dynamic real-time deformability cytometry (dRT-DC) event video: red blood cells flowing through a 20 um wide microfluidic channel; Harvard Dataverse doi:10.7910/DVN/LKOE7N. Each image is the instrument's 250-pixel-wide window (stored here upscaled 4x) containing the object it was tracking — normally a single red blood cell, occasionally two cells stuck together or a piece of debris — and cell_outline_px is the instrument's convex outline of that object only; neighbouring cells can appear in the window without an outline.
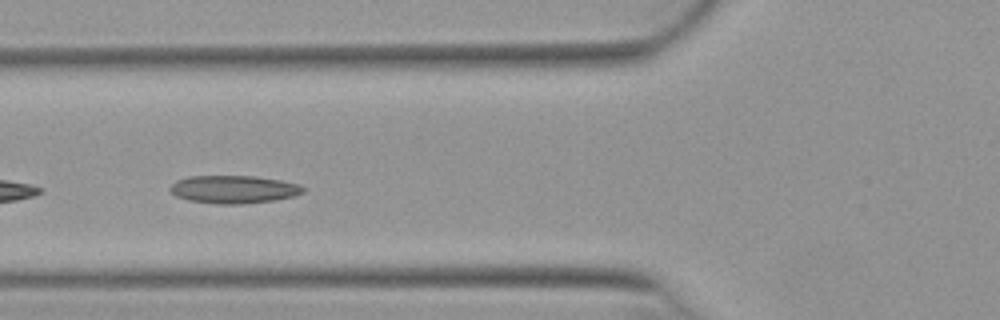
{"species": "Egyptian fruit bat (a non-hibernating species)", "species_latin": "Rousettus aegyptiacus", "temperature_condition": "warm", "stored_images_in_passage": 33, "camera_frame_rate_fps": 3000, "um_per_image_px": 0.085, "animal": {"sex": "female"}, "frame": {"image": 1, "passage_image": 15, "time_ms": 4.667, "image_size_px": [1000, 320], "cell_outline_px": [[304, 192], [292, 196], [276, 200], [240, 204], [216, 204], [188, 200], [176, 196], [168, 188], [176, 180], [188, 176], [256, 176], [280, 180], [300, 184], [304, 188]], "centroid_in_image_um": [19.85, 16.09], "position_along_channel_um": 106.0, "area_um2": 21.68}}
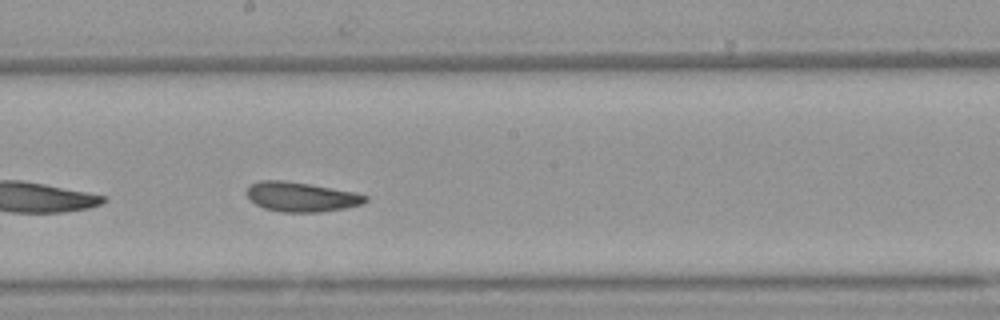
{"frame": {"image": 2, "passage_image": 24, "time_ms": 7.667, "image_size_px": [1000, 320], "cell_outline_px": [[368, 200], [360, 204], [344, 208], [320, 212], [280, 212], [264, 208], [256, 204], [244, 192], [252, 184], [260, 180], [284, 180], [356, 192], [368, 196]], "centroid_in_image_um": [25.59, 16.73], "position_along_channel_um": 222.6, "area_um2": 20.35}}
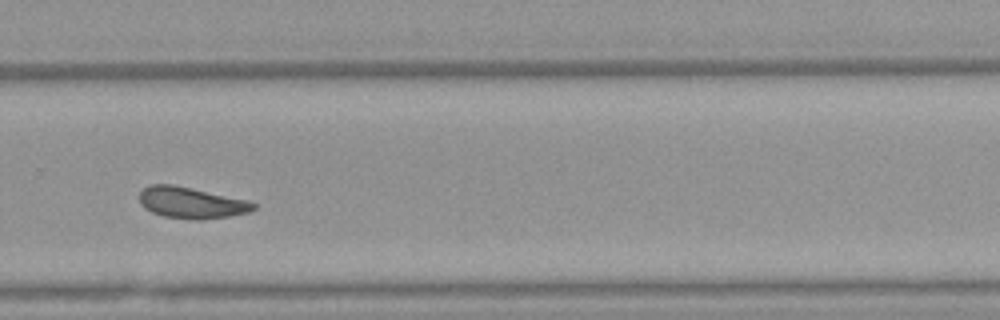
{"frame": {"image": 3, "passage_image": 31, "time_ms": 10.0, "image_size_px": [1000, 320], "cell_outline_px": [[256, 208], [248, 212], [228, 216], [200, 220], [188, 220], [164, 216], [152, 212], [144, 208], [140, 204], [140, 192], [148, 184], [172, 184], [248, 200], [256, 204]], "centroid_in_image_um": [16.24, 17.24], "position_along_channel_um": 313.6, "area_um2": 20.81}}